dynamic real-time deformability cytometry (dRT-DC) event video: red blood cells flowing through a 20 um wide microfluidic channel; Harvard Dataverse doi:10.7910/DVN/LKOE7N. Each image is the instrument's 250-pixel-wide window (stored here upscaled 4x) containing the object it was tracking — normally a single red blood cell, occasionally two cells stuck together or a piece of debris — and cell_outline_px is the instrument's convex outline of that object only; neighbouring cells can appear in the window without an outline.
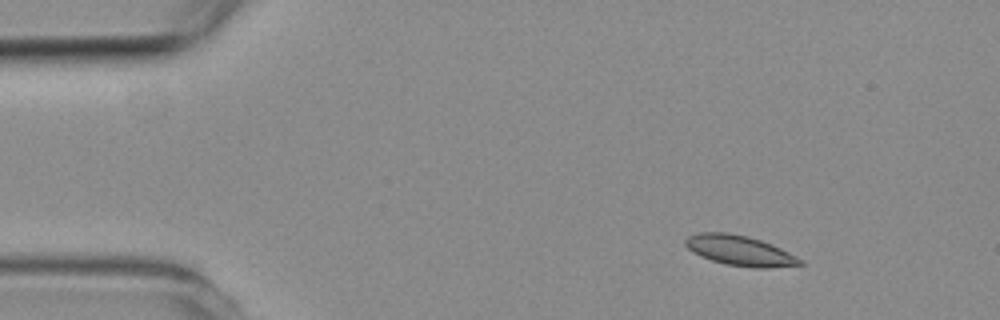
{"species": "common noctule bat (a hibernating species)", "species_latin": "Nyctalus noctula", "temperature_condition": "room temperature", "stored_images_in_passage": 5, "camera_frame_rate_fps": 3000, "um_per_image_px": 0.085, "animal": {"sex": "female", "body_mass_g": 19.3, "forearm_length_mm": 54.1}, "frame": {"image": 1, "passage_image": 2, "time_ms": 2.0, "image_size_px": [1000, 320], "cell_outline_px": [[804, 264], [768, 268], [752, 268], [724, 264], [700, 256], [692, 252], [684, 244], [684, 240], [688, 236], [696, 232], [728, 232], [748, 236], [760, 240], [780, 248], [804, 260]], "centroid_in_image_um": [62.85, 21.3], "position_along_channel_um": 22.1, "area_um2": 20.29}}